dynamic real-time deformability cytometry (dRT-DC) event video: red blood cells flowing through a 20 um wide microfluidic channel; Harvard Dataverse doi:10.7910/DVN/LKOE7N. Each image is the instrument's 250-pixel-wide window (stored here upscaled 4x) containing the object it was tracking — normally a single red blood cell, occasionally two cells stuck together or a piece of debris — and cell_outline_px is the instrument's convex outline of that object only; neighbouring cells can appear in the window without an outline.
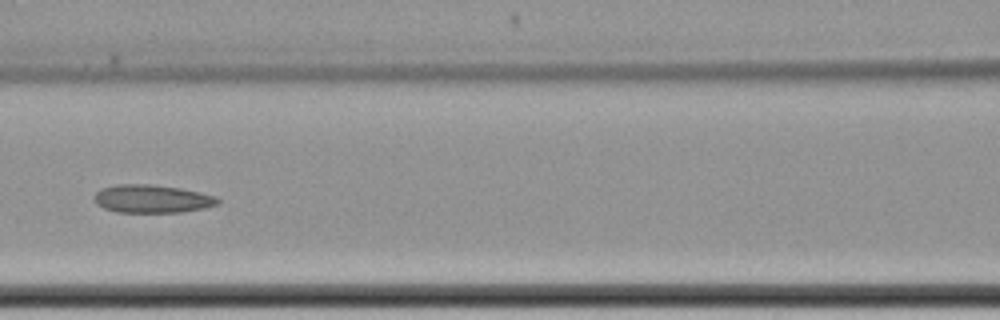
{"species": "common noctule bat (a hibernating species)", "species_latin": "Nyctalus noctula", "temperature_condition": "cold", "stored_images_in_passage": 12, "camera_frame_rate_fps": 3000, "um_per_image_px": 0.085, "animal": {"sex": "female", "body_mass_g": 22.7, "forearm_length_mm": 54.2}, "frame": {"image": 1, "passage_image": 9, "time_ms": 10.667, "image_size_px": [1000, 320], "cell_outline_px": [[220, 204], [204, 208], [180, 212], [116, 212], [104, 208], [96, 204], [96, 192], [100, 188], [116, 184], [148, 184], [180, 188], [200, 192], [216, 196], [220, 200]], "centroid_in_image_um": [12.94, 16.89], "position_along_channel_um": 153.7, "area_um2": 20.23}}
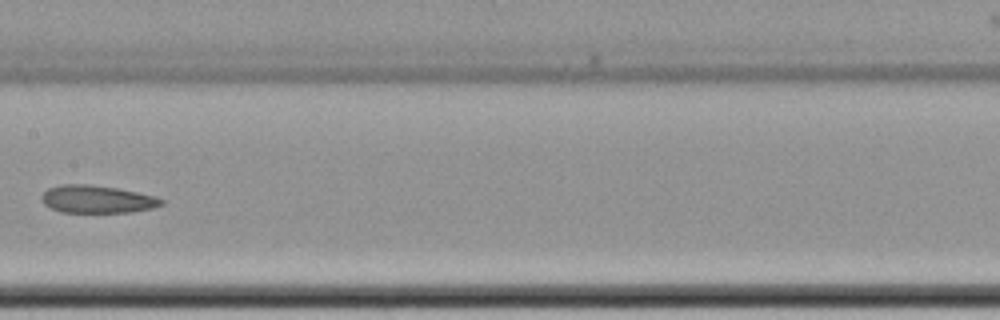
{"frame": {"image": 2, "passage_image": 10, "time_ms": 12.0, "image_size_px": [1000, 320], "cell_outline_px": [[164, 204], [152, 208], [132, 212], [60, 212], [44, 204], [40, 200], [40, 196], [48, 188], [60, 184], [88, 184], [116, 188], [156, 196], [164, 200]], "centroid_in_image_um": [8.23, 16.93], "position_along_channel_um": 199.2, "area_um2": 19.36}}
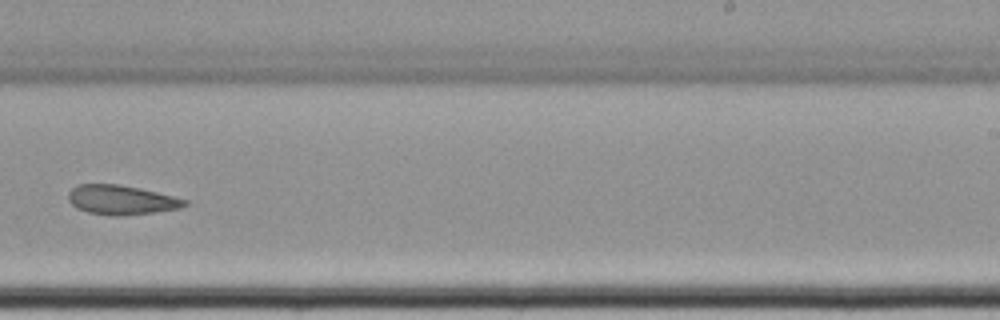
{"frame": {"image": 3, "passage_image": 12, "time_ms": 14.333, "image_size_px": [1000, 320], "cell_outline_px": [[188, 204], [180, 208], [152, 212], [88, 212], [76, 208], [68, 200], [68, 192], [76, 184], [120, 184], [156, 192], [188, 200]], "centroid_in_image_um": [10.28, 16.92], "position_along_channel_um": 278.7, "area_um2": 18.84}}